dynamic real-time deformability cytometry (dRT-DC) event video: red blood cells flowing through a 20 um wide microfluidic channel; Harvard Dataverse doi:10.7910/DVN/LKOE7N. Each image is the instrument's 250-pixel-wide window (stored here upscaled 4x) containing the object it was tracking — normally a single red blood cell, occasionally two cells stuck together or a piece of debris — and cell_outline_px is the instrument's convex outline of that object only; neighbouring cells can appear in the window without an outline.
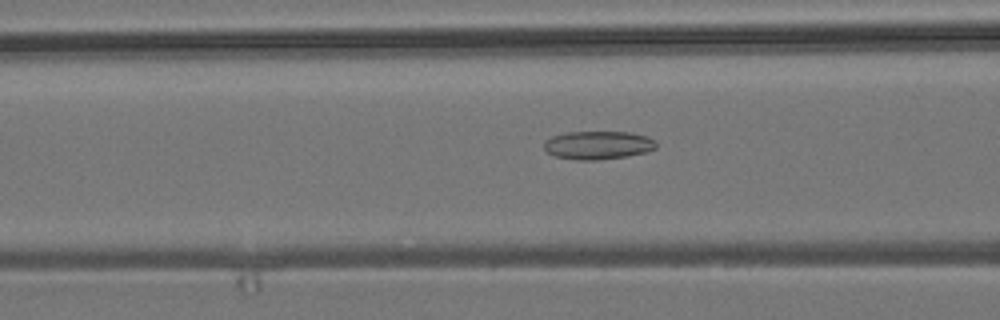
{"species": "common noctule bat (a hibernating species)", "species_latin": "Nyctalus noctula", "temperature_condition": "room temperature", "stored_images_in_passage": 50, "camera_frame_rate_fps": 3000, "um_per_image_px": 0.085, "animal": {"sex": "male", "body_mass_g": 19.2, "forearm_length_mm": 51.8}, "frame": {"image": 1, "passage_image": 17, "time_ms": 5.333, "image_size_px": [1000, 320], "cell_outline_px": [[656, 148], [648, 152], [628, 156], [596, 160], [576, 160], [552, 156], [544, 148], [544, 140], [552, 136], [564, 132], [632, 132], [648, 136], [656, 140]], "centroid_in_image_um": [50.84, 12.33], "position_along_channel_um": 115.8, "area_um2": 18.84}}
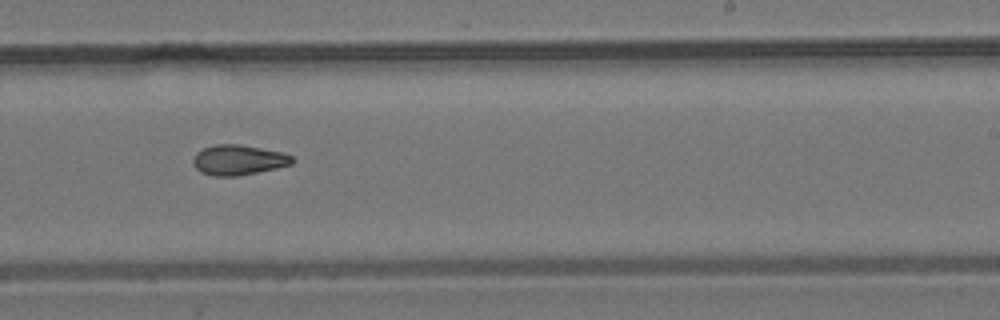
{"frame": {"image": 2, "passage_image": 29, "time_ms": 9.333, "image_size_px": [1000, 320], "cell_outline_px": [[296, 160], [292, 164], [276, 168], [236, 176], [212, 176], [200, 172], [192, 164], [192, 160], [196, 152], [204, 148], [216, 144], [240, 144], [284, 152], [292, 156]], "centroid_in_image_um": [20.26, 13.59], "position_along_channel_um": 268.7, "area_um2": 17.57}}
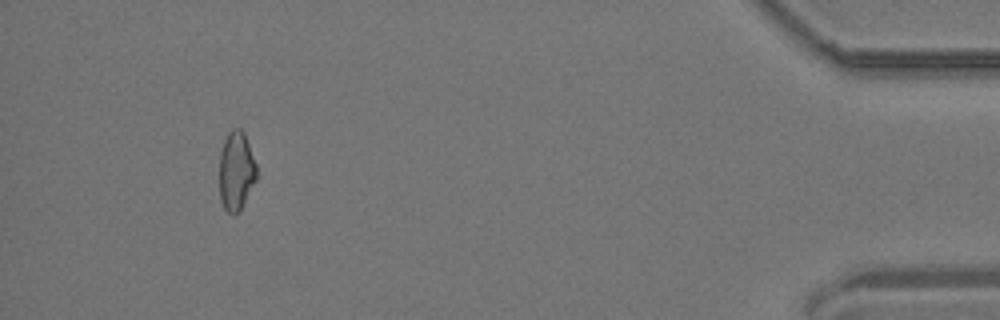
{"frame": {"image": 3, "passage_image": 46, "time_ms": 15.0, "image_size_px": [1000, 320], "cell_outline_px": [[256, 180], [240, 212], [228, 212], [224, 208], [220, 200], [220, 152], [224, 140], [228, 132], [232, 128], [240, 128], [244, 132], [256, 164]], "centroid_in_image_um": [20.08, 14.52], "position_along_channel_um": 415.1, "area_um2": 17.11}, "authors_computed_cell_mechanics": {"area_um2": 17.7446, "velocity_mm_per_s": 3.8302, "shape_relaxation_time_tau1_ms": null, "shape_relaxation_time_tau2_ms": 5.1669, "deformation_change_tau1": null, "deformation_change_tau2": 0.1176}}